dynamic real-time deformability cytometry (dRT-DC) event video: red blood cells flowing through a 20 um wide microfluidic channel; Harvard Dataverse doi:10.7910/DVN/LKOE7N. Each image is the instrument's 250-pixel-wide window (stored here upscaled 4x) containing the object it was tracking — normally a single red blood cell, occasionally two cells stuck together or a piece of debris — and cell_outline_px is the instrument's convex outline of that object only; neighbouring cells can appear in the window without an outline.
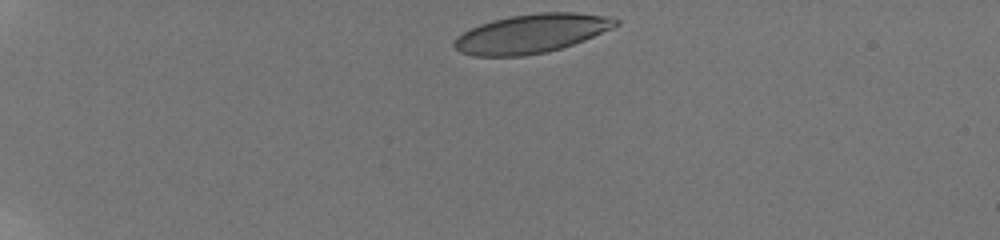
{"species": "human", "species_latin": "Homo sapiens", "temperature_condition": "room temperature", "stored_images_in_passage": 43, "camera_frame_rate_fps": 3000, "um_per_image_px": 0.085, "donor": {"sex": "male"}, "frame": {"image": 1, "passage_image": 1, "time_ms": 0.0, "image_size_px": [1000, 240], "cell_outline_px": [[620, 24], [612, 28], [584, 40], [548, 52], [524, 56], [472, 56], [460, 52], [452, 44], [456, 36], [480, 24], [492, 20], [512, 16], [540, 12], [576, 12], [612, 16], [620, 20]], "centroid_in_image_um": [45.19, 2.85], "position_along_channel_um": 39.8, "area_um2": 36.7}}
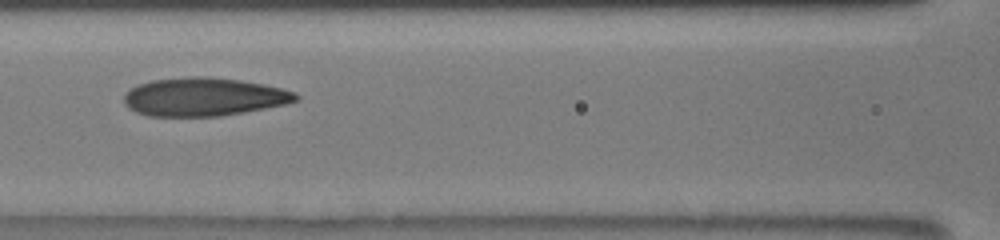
{"frame": {"image": 2, "passage_image": 16, "time_ms": 5.0, "image_size_px": [1000, 240], "cell_outline_px": [[300, 100], [284, 104], [244, 112], [220, 116], [148, 116], [136, 112], [128, 108], [124, 104], [124, 92], [140, 84], [152, 80], [192, 76], [200, 76], [240, 80], [284, 88], [296, 92], [300, 96]], "centroid_in_image_um": [17.33, 8.23], "position_along_channel_um": 149.3, "area_um2": 38.44}}
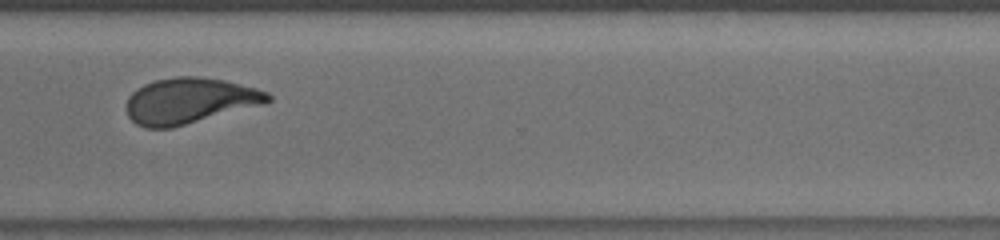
{"frame": {"image": 3, "passage_image": 32, "time_ms": 10.333, "image_size_px": [1000, 240], "cell_outline_px": [[272, 100], [264, 104], [172, 128], [144, 128], [136, 124], [128, 116], [128, 96], [132, 92], [144, 84], [156, 80], [176, 76], [200, 76], [224, 80], [256, 88], [268, 92], [272, 96]], "centroid_in_image_um": [16.13, 8.56], "position_along_channel_um": 354.5, "area_um2": 37.74}, "authors_computed_cell_mechanics": {"area_um2": 37.8012, "velocity_mm_per_s": 3.8531, "shape_relaxation_time_tau1_ms": 9.7884, "shape_relaxation_time_tau2_ms": 1.4699, "deformation_change_tau1": 0.2793, "deformation_change_tau2": 0.0836}}